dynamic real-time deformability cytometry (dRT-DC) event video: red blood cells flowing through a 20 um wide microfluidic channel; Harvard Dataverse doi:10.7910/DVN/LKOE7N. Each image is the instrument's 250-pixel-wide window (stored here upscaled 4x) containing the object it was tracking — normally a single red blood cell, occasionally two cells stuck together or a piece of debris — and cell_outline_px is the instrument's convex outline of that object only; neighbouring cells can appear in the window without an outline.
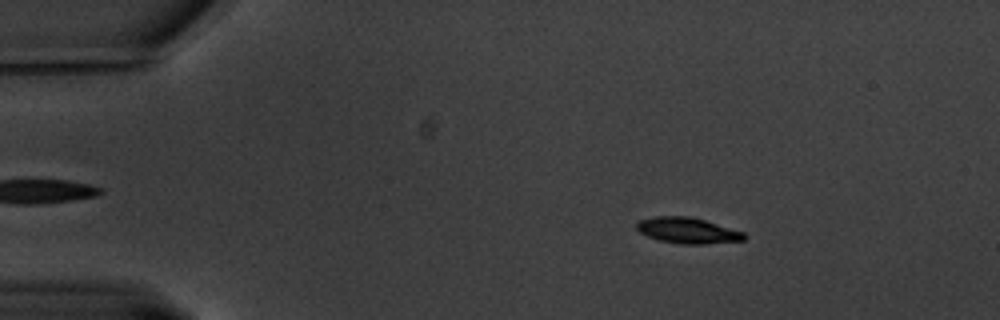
{"species": "common noctule bat (a hibernating species)", "species_latin": "Nyctalus noctula", "temperature_condition": "warm", "stored_images_in_passage": 62, "camera_frame_rate_fps": 3000, "um_per_image_px": 0.085, "animal": {"sex": "male", "body_mass_g": 20.1, "forearm_length_mm": 53.5}, "frame": {"image": 1, "passage_image": 10, "time_ms": 3.0, "image_size_px": [1000, 320], "cell_outline_px": [[748, 236], [744, 240], [704, 244], [680, 244], [660, 240], [648, 236], [640, 232], [636, 228], [636, 224], [640, 220], [652, 216], [692, 216], [744, 232]], "centroid_in_image_um": [58.46, 19.58], "position_along_channel_um": 26.5, "area_um2": 16.24}}
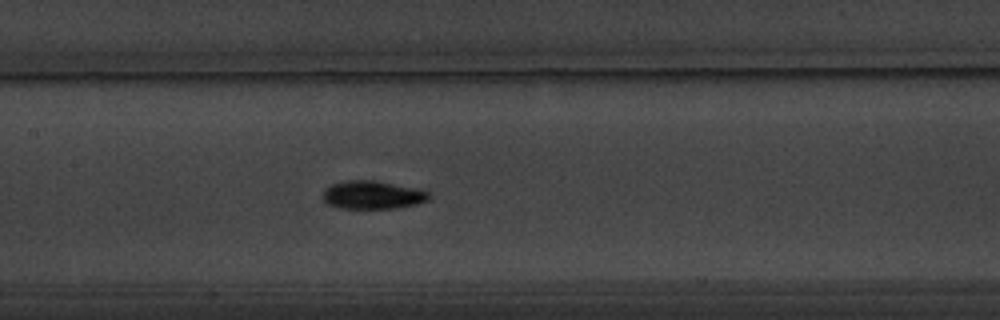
{"frame": {"image": 2, "passage_image": 30, "time_ms": 9.667, "image_size_px": [1000, 320], "cell_outline_px": [[432, 196], [428, 200], [416, 204], [396, 208], [340, 208], [328, 204], [324, 200], [324, 188], [332, 184], [344, 180], [376, 180], [416, 188], [428, 192]], "centroid_in_image_um": [31.67, 16.56], "position_along_channel_um": 175.7, "area_um2": 17.46}}
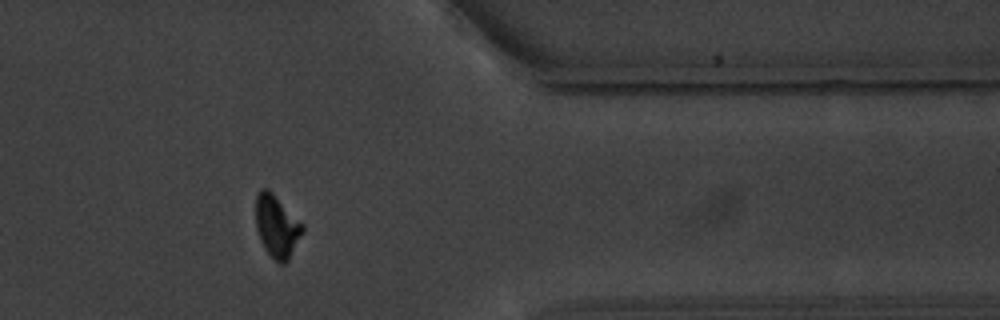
{"frame": {"image": 3, "passage_image": 51, "time_ms": 16.667, "image_size_px": [1000, 320], "cell_outline_px": [[304, 232], [288, 260], [284, 264], [280, 264], [264, 248], [260, 240], [256, 228], [256, 196], [260, 188], [268, 188], [304, 224]], "centroid_in_image_um": [23.54, 19.22], "position_along_channel_um": 387.9, "area_um2": 17.05}, "authors_computed_cell_mechanics": {"area_um2": 16.6464, "velocity_mm_per_s": 3.2522, "shape_relaxation_time_tau1_ms": 2.3863, "shape_relaxation_time_tau2_ms": 9.3982, "deformation_change_tau1": 0.1378, "deformation_change_tau2": 0.0758}}